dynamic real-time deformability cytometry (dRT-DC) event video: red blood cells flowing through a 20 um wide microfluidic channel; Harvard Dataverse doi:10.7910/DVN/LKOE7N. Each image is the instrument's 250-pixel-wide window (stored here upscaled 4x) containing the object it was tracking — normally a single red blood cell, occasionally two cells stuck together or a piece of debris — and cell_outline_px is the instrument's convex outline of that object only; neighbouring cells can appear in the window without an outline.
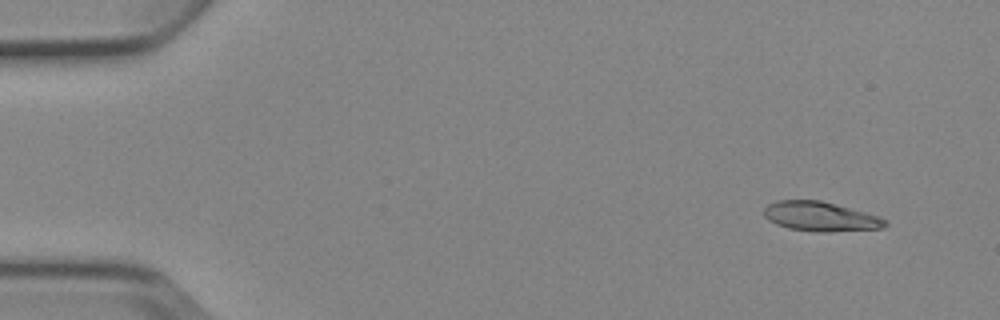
{"species": "Egyptian fruit bat (a non-hibernating species)", "species_latin": "Rousettus aegyptiacus", "temperature_condition": "cold", "stored_images_in_passage": 4, "camera_frame_rate_fps": 3000, "um_per_image_px": 0.085, "animal": {"sex": "female"}, "frame": {"image": 1, "passage_image": 1, "time_ms": 0.0, "image_size_px": [1000, 320], "cell_outline_px": [[888, 224], [884, 228], [824, 232], [816, 232], [788, 228], [776, 224], [768, 220], [764, 216], [764, 208], [768, 204], [780, 200], [820, 200], [880, 216], [888, 220]], "centroid_in_image_um": [69.76, 18.41], "position_along_channel_um": 15.2, "area_um2": 20.87}}
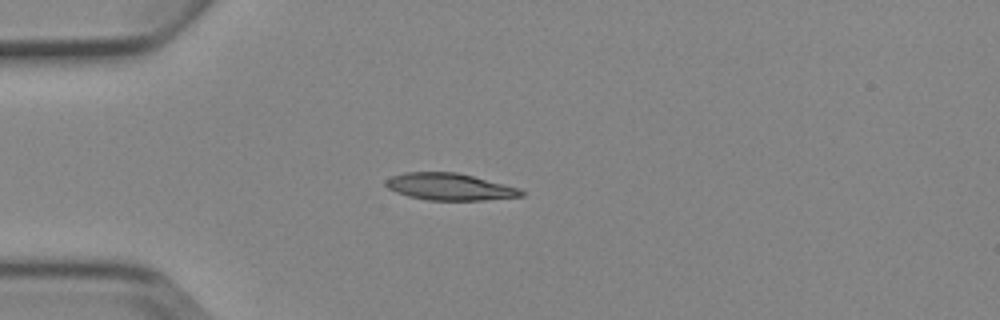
{"frame": {"image": 2, "passage_image": 4, "time_ms": 3.333, "image_size_px": [1000, 320], "cell_outline_px": [[524, 196], [484, 200], [428, 200], [408, 196], [396, 192], [388, 188], [384, 184], [384, 180], [392, 176], [404, 172], [456, 172], [520, 188], [524, 192]], "centroid_in_image_um": [38.2, 15.87], "position_along_channel_um": 46.8, "area_um2": 21.21}}